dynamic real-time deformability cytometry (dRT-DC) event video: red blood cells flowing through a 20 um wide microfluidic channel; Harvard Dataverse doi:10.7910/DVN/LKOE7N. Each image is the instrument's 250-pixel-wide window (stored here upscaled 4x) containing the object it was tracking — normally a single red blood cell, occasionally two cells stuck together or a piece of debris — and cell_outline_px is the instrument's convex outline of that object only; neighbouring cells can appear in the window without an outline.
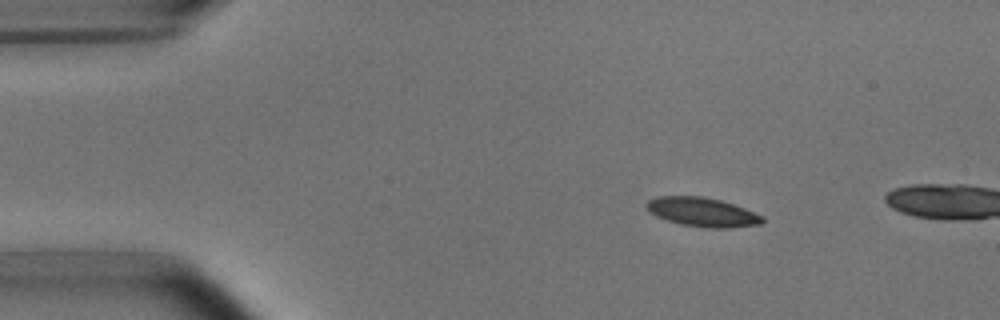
{"species": "common noctule bat (a hibernating species)", "species_latin": "Nyctalus noctula", "temperature_condition": "room temperature", "stored_images_in_passage": 4, "camera_frame_rate_fps": 3000, "um_per_image_px": 0.085, "animal": {"sex": "male", "body_mass_g": 15.6}, "frame": {"image": 1, "passage_image": 2, "time_ms": 1.0, "image_size_px": [1000, 320], "cell_outline_px": [[764, 224], [732, 228], [708, 228], [680, 224], [656, 216], [648, 212], [644, 204], [648, 200], [656, 196], [704, 196], [720, 200], [744, 208], [764, 216]], "centroid_in_image_um": [59.7, 18.03], "position_along_channel_um": 25.3, "area_um2": 19.88}}